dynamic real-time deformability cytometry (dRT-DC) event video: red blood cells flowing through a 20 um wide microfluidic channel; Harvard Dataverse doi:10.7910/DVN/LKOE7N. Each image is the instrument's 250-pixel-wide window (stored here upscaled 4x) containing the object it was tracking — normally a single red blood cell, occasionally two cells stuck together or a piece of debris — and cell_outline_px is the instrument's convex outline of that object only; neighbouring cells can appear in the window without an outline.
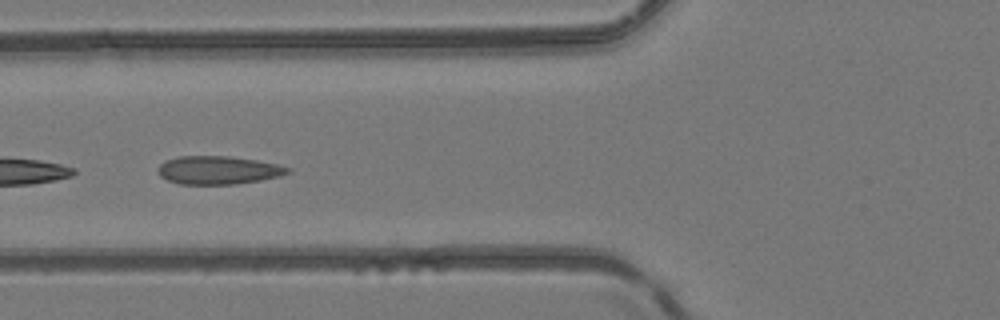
{"species": "common noctule bat (a hibernating species)", "species_latin": "Nyctalus noctula", "temperature_condition": "room temperature", "stored_images_in_passage": 23, "camera_frame_rate_fps": 3000, "um_per_image_px": 0.085, "animal": {"sex": "female", "body_mass_g": 24.6, "forearm_length_mm": 56.2}, "frame": {"image": 1, "passage_image": 20, "time_ms": 6.333, "image_size_px": [1000, 320], "cell_outline_px": [[292, 172], [280, 176], [260, 180], [236, 184], [180, 184], [168, 180], [160, 176], [156, 172], [156, 168], [164, 160], [176, 156], [232, 156], [256, 160], [276, 164], [292, 168]], "centroid_in_image_um": [18.52, 14.45], "position_along_channel_um": 107.3, "area_um2": 21.62}}